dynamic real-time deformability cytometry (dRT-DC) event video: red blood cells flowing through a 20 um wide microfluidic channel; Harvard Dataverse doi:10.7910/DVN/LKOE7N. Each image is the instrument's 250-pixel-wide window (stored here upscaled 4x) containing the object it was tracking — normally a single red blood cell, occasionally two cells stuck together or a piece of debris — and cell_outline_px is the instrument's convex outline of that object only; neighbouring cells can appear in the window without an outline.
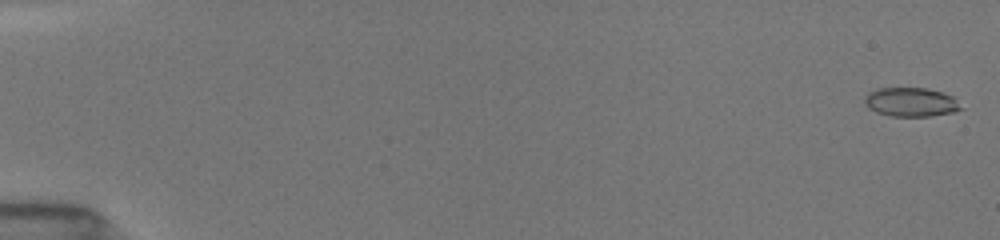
{"species": "common noctule bat (a hibernating species)", "species_latin": "Nyctalus noctula", "temperature_condition": "room temperature", "stored_images_in_passage": 49, "camera_frame_rate_fps": 3000, "um_per_image_px": 0.085, "animal": {"sex": "female", "body_mass_g": 19.5, "forearm_length_mm": 54.1}, "frame": {"image": 1, "passage_image": 1, "time_ms": 0.0, "image_size_px": [1000, 240], "cell_outline_px": [[964, 108], [952, 112], [928, 116], [888, 116], [876, 112], [868, 108], [864, 104], [864, 96], [868, 92], [876, 88], [928, 88], [952, 96]], "centroid_in_image_um": [77.37, 8.67], "position_along_channel_um": 7.6, "area_um2": 16.36}}
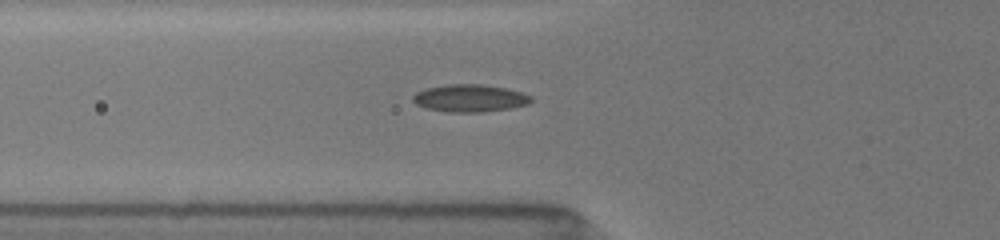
{"frame": {"image": 2, "passage_image": 34, "time_ms": 6.333, "image_size_px": [1000, 240], "cell_outline_px": [[532, 100], [528, 104], [512, 108], [484, 112], [448, 112], [428, 108], [416, 104], [412, 100], [412, 96], [416, 92], [424, 88], [444, 84], [480, 84], [504, 88], [524, 92], [532, 96]], "centroid_in_image_um": [39.94, 8.34], "position_along_channel_um": 85.9, "area_um2": 19.07}}
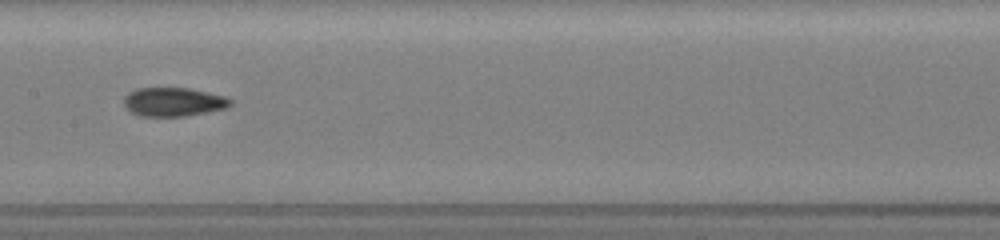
{"frame": {"image": 3, "passage_image": 48, "time_ms": 9.0, "image_size_px": [1000, 240], "cell_outline_px": [[232, 104], [228, 108], [208, 112], [184, 116], [140, 116], [124, 108], [124, 96], [128, 92], [136, 88], [188, 88], [208, 92], [224, 96], [232, 100]], "centroid_in_image_um": [14.73, 8.66], "position_along_channel_um": 192.7, "area_um2": 18.03}}